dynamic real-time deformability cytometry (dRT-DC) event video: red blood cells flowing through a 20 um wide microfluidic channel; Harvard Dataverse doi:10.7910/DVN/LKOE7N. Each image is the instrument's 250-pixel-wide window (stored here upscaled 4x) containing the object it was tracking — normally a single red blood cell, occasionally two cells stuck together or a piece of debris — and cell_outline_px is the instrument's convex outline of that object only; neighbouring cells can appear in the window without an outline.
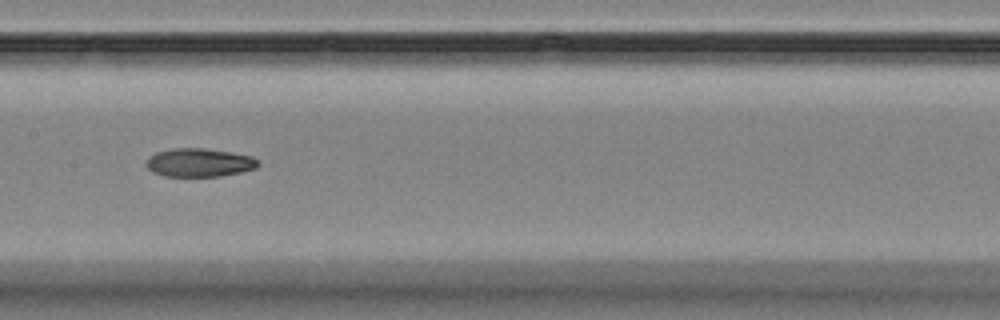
{"species": "Egyptian fruit bat (a non-hibernating species)", "species_latin": "Rousettus aegyptiacus", "temperature_condition": "room temperature", "stored_images_in_passage": 16, "camera_frame_rate_fps": 3000, "um_per_image_px": 0.085, "animal": {"sex": "female"}, "frame": {"image": 1, "passage_image": 7, "time_ms": 7.0, "image_size_px": [1000, 320], "cell_outline_px": [[260, 164], [256, 168], [240, 172], [220, 176], [164, 176], [152, 172], [144, 164], [148, 156], [156, 152], [172, 148], [204, 148], [252, 156], [260, 160]], "centroid_in_image_um": [16.91, 13.81], "position_along_channel_um": 190.5, "area_um2": 18.67}}
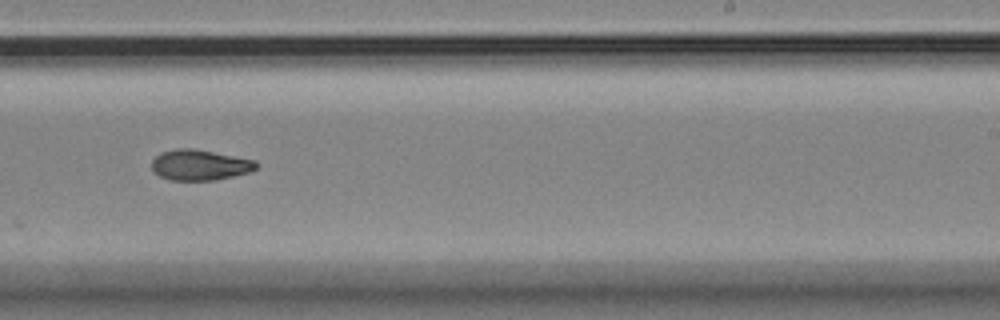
{"frame": {"image": 2, "passage_image": 9, "time_ms": 9.333, "image_size_px": [1000, 320], "cell_outline_px": [[256, 168], [252, 172], [216, 180], [168, 180], [152, 172], [152, 160], [160, 152], [176, 148], [192, 148], [256, 160]], "centroid_in_image_um": [16.96, 14.03], "position_along_channel_um": 272.0, "area_um2": 18.79}}
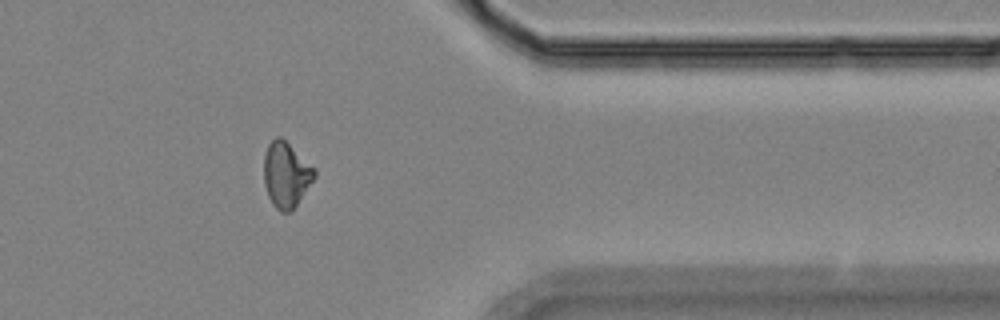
{"frame": {"image": 3, "passage_image": 12, "time_ms": 13.0, "image_size_px": [1000, 320], "cell_outline_px": [[316, 176], [292, 212], [280, 212], [272, 204], [268, 196], [264, 184], [264, 156], [268, 144], [276, 136], [280, 136], [316, 168]], "centroid_in_image_um": [24.33, 14.86], "position_along_channel_um": 387.1, "area_um2": 19.42}, "authors_computed_cell_mechanics": {"area_um2": 19.1318, "velocity_mm_per_s": 3.5188, "shape_relaxation_time_tau1_ms": null, "shape_relaxation_time_tau2_ms": 7.5818, "deformation_change_tau1": null, "deformation_change_tau2": 0.1133}}